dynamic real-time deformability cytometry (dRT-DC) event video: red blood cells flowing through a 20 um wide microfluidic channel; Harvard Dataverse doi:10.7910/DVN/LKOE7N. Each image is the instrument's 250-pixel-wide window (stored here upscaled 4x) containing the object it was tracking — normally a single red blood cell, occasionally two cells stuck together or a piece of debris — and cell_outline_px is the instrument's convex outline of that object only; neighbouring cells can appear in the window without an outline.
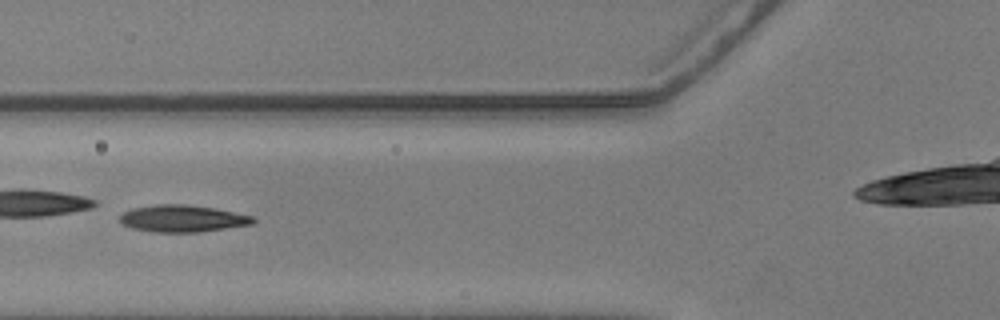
{"species": "common noctule bat (a hibernating species)", "species_latin": "Nyctalus noctula", "temperature_condition": "warm", "stored_images_in_passage": 32, "camera_frame_rate_fps": 3000, "um_per_image_px": 0.085, "animal": {"sex": "male", "body_mass_g": 20.5, "forearm_length_mm": 52.5}, "frame": {"image": 1, "passage_image": 5, "time_ms": 1.333, "image_size_px": [1000, 320], "cell_outline_px": [[256, 220], [252, 224], [196, 232], [156, 232], [132, 228], [124, 224], [120, 220], [120, 216], [124, 212], [132, 208], [156, 204], [188, 204], [216, 208], [252, 216]], "centroid_in_image_um": [15.51, 18.56], "position_along_channel_um": 110.3, "area_um2": 20.75}}